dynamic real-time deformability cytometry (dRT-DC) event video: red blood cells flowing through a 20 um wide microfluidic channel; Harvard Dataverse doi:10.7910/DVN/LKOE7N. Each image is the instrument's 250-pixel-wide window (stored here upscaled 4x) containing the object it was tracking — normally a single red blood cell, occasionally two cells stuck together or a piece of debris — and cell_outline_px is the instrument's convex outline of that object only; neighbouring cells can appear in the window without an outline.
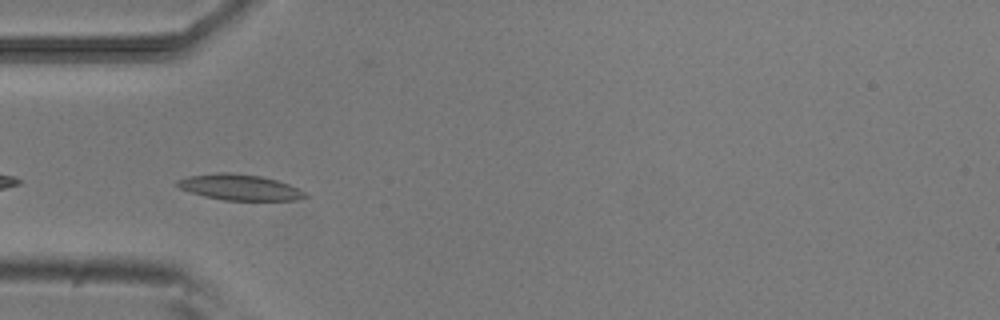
{"species": "common noctule bat (a hibernating species)", "species_latin": "Nyctalus noctula", "temperature_condition": "room temperature", "stored_images_in_passage": 38, "camera_frame_rate_fps": 3000, "um_per_image_px": 0.085, "animal": {"sex": "male", "body_mass_g": 20.5, "forearm_length_mm": 52.5}, "frame": {"image": 1, "passage_image": 2, "time_ms": 0.333, "image_size_px": [1000, 320], "cell_outline_px": [[308, 196], [296, 200], [224, 200], [204, 196], [180, 188], [176, 184], [176, 180], [188, 176], [216, 172], [228, 172], [260, 176], [276, 180], [288, 184], [304, 192]], "centroid_in_image_um": [20.33, 15.91], "position_along_channel_um": 64.7, "area_um2": 19.02}}
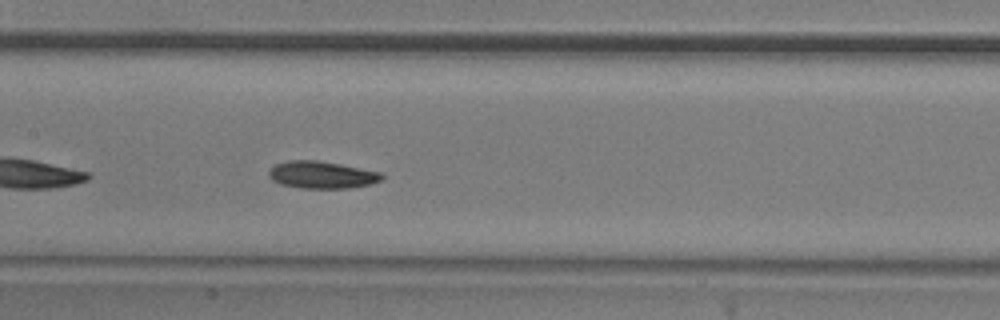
{"frame": {"image": 2, "passage_image": 11, "time_ms": 3.333, "image_size_px": [1000, 320], "cell_outline_px": [[384, 176], [380, 180], [368, 184], [348, 188], [300, 188], [280, 184], [272, 180], [268, 176], [268, 172], [276, 164], [288, 160], [316, 160], [340, 164], [380, 172]], "centroid_in_image_um": [27.31, 14.86], "position_along_channel_um": 180.1, "area_um2": 17.74}}
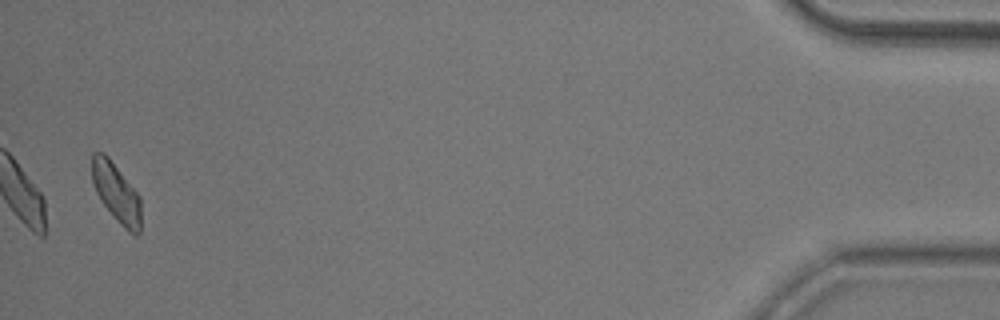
{"frame": {"image": 3, "passage_image": 37, "time_ms": 12.0, "image_size_px": [1000, 320], "cell_outline_px": [[140, 232], [136, 236], [128, 232], [116, 220], [104, 204], [96, 192], [92, 180], [92, 152], [104, 152], [108, 156], [140, 196]], "centroid_in_image_um": [9.89, 16.38], "position_along_channel_um": 425.3, "area_um2": 16.76}, "authors_computed_cell_mechanics": {"area_um2": 17.3111, "velocity_mm_per_s": 3.8473, "shape_relaxation_time_tau1_ms": 3.3229, "shape_relaxation_time_tau2_ms": 4.7883, "deformation_change_tau1": 0.0969, "deformation_change_tau2": 0.1105}}